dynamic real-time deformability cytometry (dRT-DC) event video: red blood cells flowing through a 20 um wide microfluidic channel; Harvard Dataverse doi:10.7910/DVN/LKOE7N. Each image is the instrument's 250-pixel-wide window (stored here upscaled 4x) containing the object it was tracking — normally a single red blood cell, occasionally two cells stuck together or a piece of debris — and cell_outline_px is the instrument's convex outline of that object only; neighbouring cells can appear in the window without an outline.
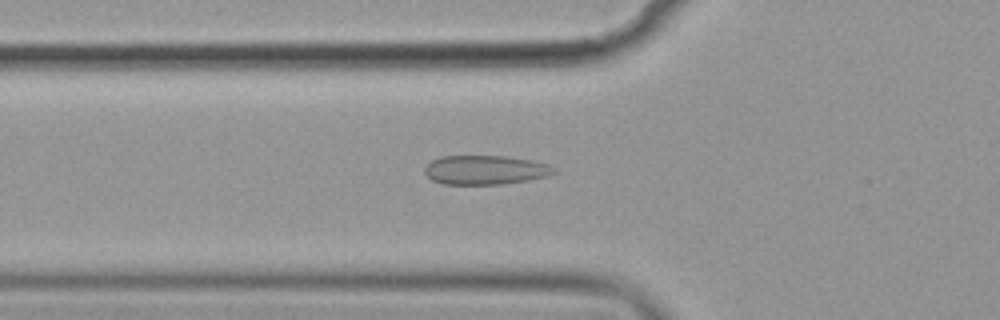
{"species": "common noctule bat (a hibernating species)", "species_latin": "Nyctalus noctula", "temperature_condition": "cold", "stored_images_in_passage": 52, "camera_frame_rate_fps": 3000, "um_per_image_px": 0.085, "animal": {"sex": "female", "body_mass_g": 19.9}, "frame": {"image": 1, "passage_image": 16, "time_ms": 5.0, "image_size_px": [1000, 320], "cell_outline_px": [[556, 172], [544, 176], [528, 180], [500, 184], [444, 184], [432, 180], [424, 172], [424, 168], [432, 160], [440, 156], [504, 156], [532, 160], [548, 164], [556, 168]], "centroid_in_image_um": [41.23, 14.44], "position_along_channel_um": 84.6, "area_um2": 21.85}}
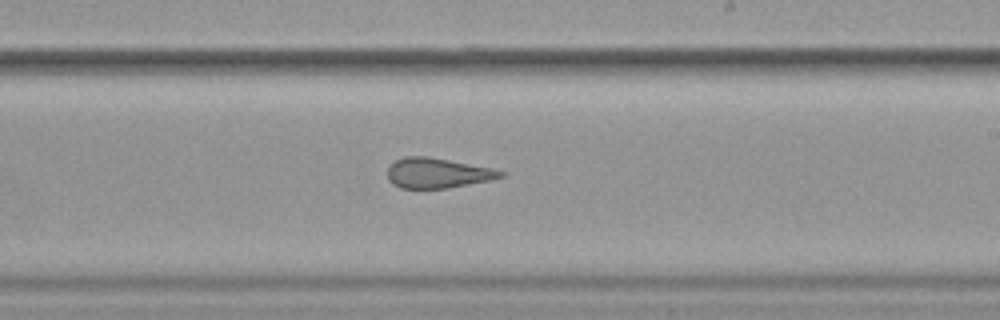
{"frame": {"image": 2, "passage_image": 30, "time_ms": 9.667, "image_size_px": [1000, 320], "cell_outline_px": [[508, 172], [504, 176], [492, 180], [448, 188], [400, 188], [392, 184], [388, 180], [388, 168], [396, 160], [404, 156], [428, 156], [492, 168]], "centroid_in_image_um": [37.21, 14.71], "position_along_channel_um": 251.8, "area_um2": 19.94}}
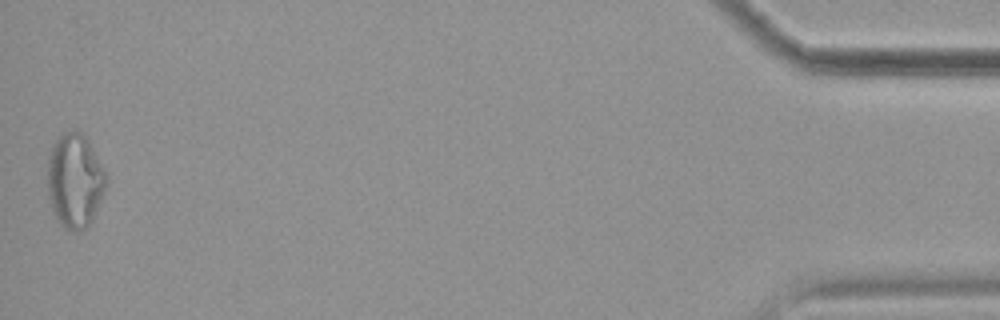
{"frame": {"image": 3, "passage_image": 52, "time_ms": 17.0, "image_size_px": [1000, 320], "cell_outline_px": [[108, 176], [100, 200], [88, 224], [84, 228], [76, 232], [68, 228], [56, 216], [52, 208], [48, 196], [48, 156], [52, 144], [64, 132], [72, 128], [76, 128], [88, 140]], "centroid_in_image_um": [6.35, 15.27], "position_along_channel_um": 428.9, "area_um2": 31.62}, "authors_computed_cell_mechanics": {"area_um2": 22.542, "velocity_mm_per_s": 3.5804, "shape_relaxation_time_tau1_ms": null, "shape_relaxation_time_tau2_ms": 1.845, "deformation_change_tau1": null, "deformation_change_tau2": 0.0786}}